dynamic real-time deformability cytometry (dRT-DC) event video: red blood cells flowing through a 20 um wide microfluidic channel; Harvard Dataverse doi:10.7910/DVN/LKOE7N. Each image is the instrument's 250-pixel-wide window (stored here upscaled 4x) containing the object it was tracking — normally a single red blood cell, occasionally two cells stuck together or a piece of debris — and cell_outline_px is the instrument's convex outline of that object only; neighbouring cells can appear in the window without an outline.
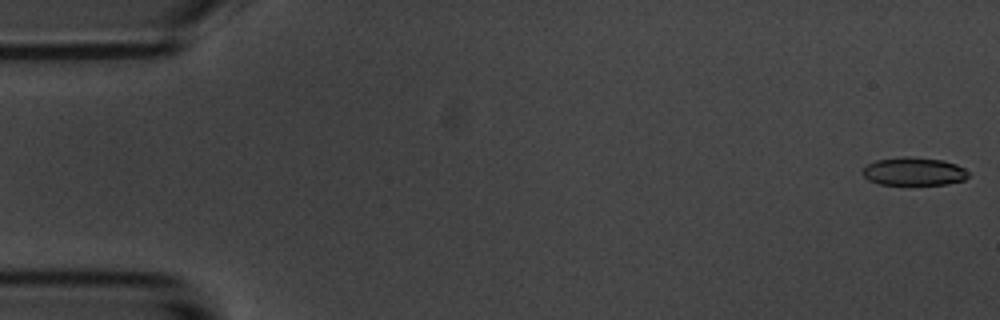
{"species": "common noctule bat (a hibernating species)", "species_latin": "Nyctalus noctula", "temperature_condition": "room temperature", "stored_images_in_passage": 56, "camera_frame_rate_fps": 3000, "um_per_image_px": 0.085, "animal": {"sex": "male", "body_mass_g": 20.1, "forearm_length_mm": 53.5}, "frame": {"image": 1, "passage_image": 1, "time_ms": 0.0, "image_size_px": [1000, 320], "cell_outline_px": [[968, 176], [964, 180], [948, 184], [880, 184], [868, 180], [860, 172], [868, 164], [876, 160], [904, 156], [908, 156], [944, 160], [956, 164], [964, 168], [968, 172]], "centroid_in_image_um": [77.67, 14.56], "position_along_channel_um": 7.3, "area_um2": 17.34}}
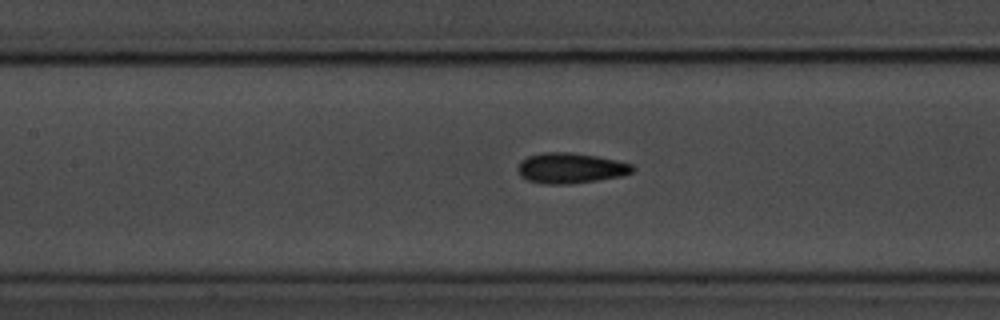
{"frame": {"image": 2, "passage_image": 25, "time_ms": 8.0, "image_size_px": [1000, 320], "cell_outline_px": [[636, 168], [632, 172], [620, 176], [572, 184], [544, 184], [528, 180], [520, 176], [516, 168], [520, 160], [528, 156], [544, 152], [572, 152], [596, 156], [616, 160], [632, 164]], "centroid_in_image_um": [48.46, 14.28], "position_along_channel_um": 158.9, "area_um2": 20.46}}
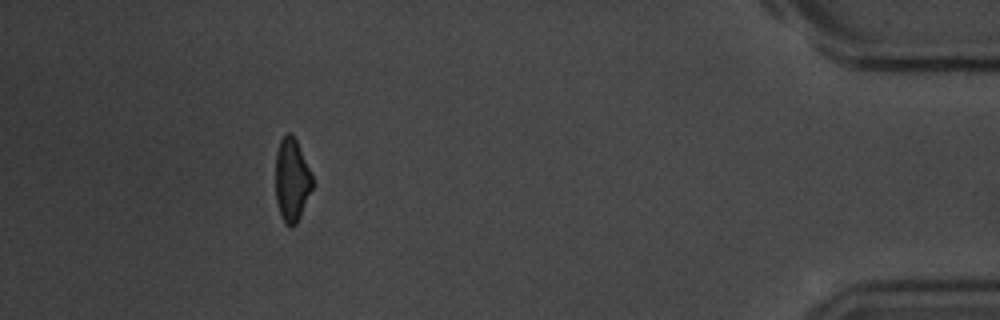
{"frame": {"image": 3, "passage_image": 51, "time_ms": 16.667, "image_size_px": [1000, 320], "cell_outline_px": [[312, 188], [300, 216], [296, 224], [292, 228], [288, 228], [284, 224], [280, 216], [276, 200], [276, 152], [280, 140], [288, 132], [292, 132], [296, 140], [312, 176]], "centroid_in_image_um": [24.78, 15.34], "position_along_channel_um": 410.4, "area_um2": 17.8}, "authors_computed_cell_mechanics": {"area_um2": 19.1607, "velocity_mm_per_s": 3.581, "shape_relaxation_time_tau1_ms": 3.8638, "shape_relaxation_time_tau2_ms": 3.0966, "deformation_change_tau1": 0.102, "deformation_change_tau2": 0.0926}}